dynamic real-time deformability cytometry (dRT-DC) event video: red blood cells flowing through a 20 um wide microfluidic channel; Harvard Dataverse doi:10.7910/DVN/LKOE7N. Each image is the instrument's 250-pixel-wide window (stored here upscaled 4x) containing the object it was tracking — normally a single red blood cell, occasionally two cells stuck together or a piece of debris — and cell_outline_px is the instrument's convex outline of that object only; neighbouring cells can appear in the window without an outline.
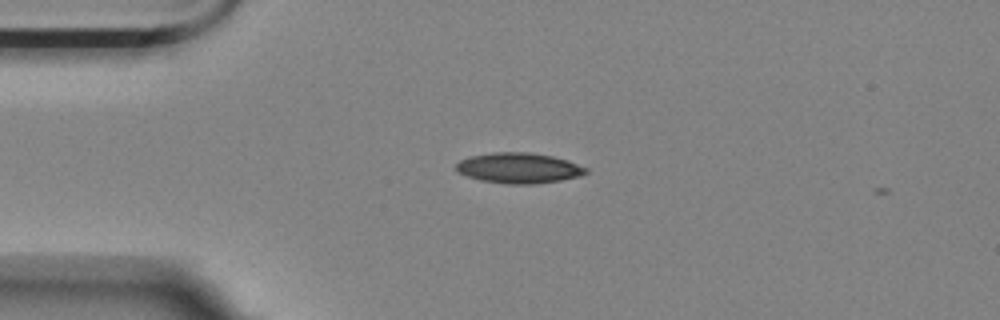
{"species": "Egyptian fruit bat (a non-hibernating species)", "species_latin": "Rousettus aegyptiacus", "temperature_condition": "room temperature", "stored_images_in_passage": 2, "camera_frame_rate_fps": 3000, "um_per_image_px": 0.085, "animal": {"sex": "female"}, "frame": {"image": 1, "passage_image": 1, "time_ms": 0.0, "image_size_px": [1000, 320], "cell_outline_px": [[588, 172], [580, 176], [560, 180], [536, 184], [508, 184], [480, 180], [456, 172], [456, 164], [460, 160], [472, 156], [492, 152], [528, 152], [552, 156], [568, 160], [588, 168]], "centroid_in_image_um": [44.11, 14.28], "position_along_channel_um": 40.9, "area_um2": 23.06}}